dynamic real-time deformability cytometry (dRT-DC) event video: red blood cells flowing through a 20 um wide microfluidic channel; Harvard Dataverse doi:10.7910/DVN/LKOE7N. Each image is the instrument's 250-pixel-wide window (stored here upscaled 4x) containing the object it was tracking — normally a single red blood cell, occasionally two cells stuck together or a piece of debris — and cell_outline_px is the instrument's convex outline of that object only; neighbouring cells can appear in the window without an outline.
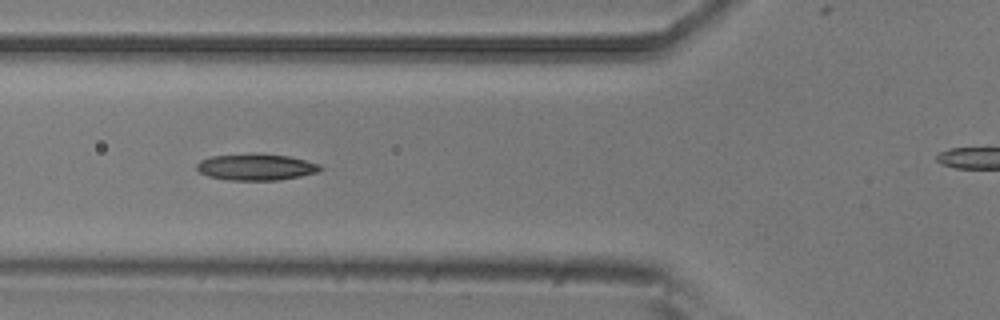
{"species": "common noctule bat (a hibernating species)", "species_latin": "Nyctalus noctula", "temperature_condition": "room temperature", "stored_images_in_passage": 6, "segment_of_instrument_passage": [1, 2], "camera_frame_rate_fps": 3000, "um_per_image_px": 0.085, "animal": {"sex": "male", "body_mass_g": 20.5, "forearm_length_mm": 52.5}, "frame": {"image": 1, "passage_image": 3, "time_ms": 0.667, "image_size_px": [1000, 320], "cell_outline_px": [[324, 168], [320, 172], [280, 180], [228, 180], [208, 176], [200, 172], [196, 168], [196, 164], [200, 160], [212, 156], [288, 156], [320, 164]], "centroid_in_image_um": [21.8, 14.25], "position_along_channel_um": 104.0, "area_um2": 18.26}}
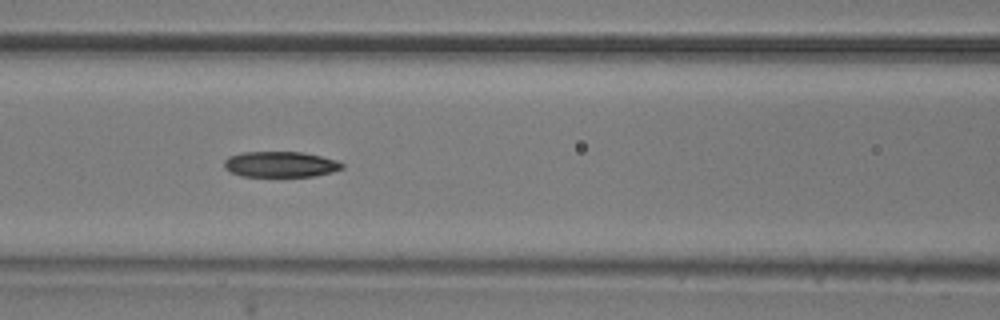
{"frame": {"image": 2, "passage_image": 4, "time_ms": 1.0, "image_size_px": [1000, 320], "cell_outline_px": [[344, 168], [332, 172], [316, 176], [240, 176], [224, 168], [224, 160], [228, 156], [244, 152], [300, 152], [320, 156], [336, 160], [344, 164]], "centroid_in_image_um": [23.83, 13.97], "position_along_channel_um": 142.8, "area_um2": 17.63}}
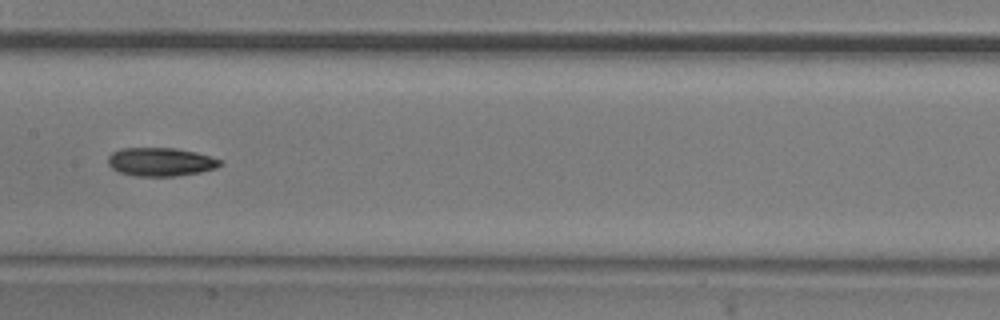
{"frame": {"image": 3, "passage_image": 5, "time_ms": 1.333, "image_size_px": [1000, 320], "cell_outline_px": [[224, 164], [216, 168], [200, 172], [176, 176], [132, 176], [120, 172], [112, 168], [108, 164], [108, 156], [112, 152], [120, 148], [176, 148], [196, 152], [224, 160]], "centroid_in_image_um": [13.68, 13.76], "position_along_channel_um": 193.7, "area_um2": 18.84}}